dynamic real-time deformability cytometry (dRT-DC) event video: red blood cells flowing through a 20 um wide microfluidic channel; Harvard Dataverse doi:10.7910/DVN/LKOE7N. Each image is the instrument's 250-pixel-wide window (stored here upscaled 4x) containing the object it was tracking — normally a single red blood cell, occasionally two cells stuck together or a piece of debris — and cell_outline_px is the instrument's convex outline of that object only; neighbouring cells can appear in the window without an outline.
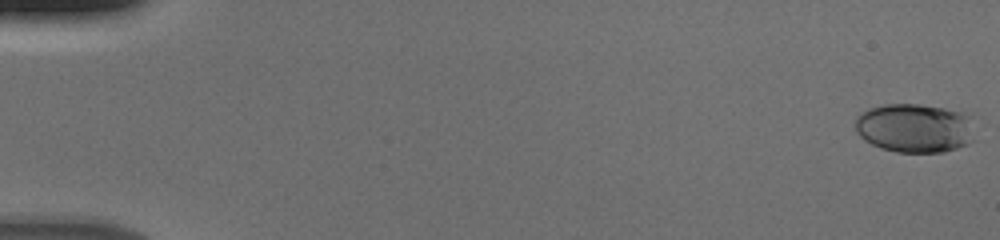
{"species": "human", "species_latin": "Homo sapiens", "temperature_condition": "cold", "stored_images_in_passage": 54, "camera_frame_rate_fps": 3000, "um_per_image_px": 0.085, "donor": {"sex": "male"}, "frame": {"image": 1, "passage_image": 1, "time_ms": 0.0, "image_size_px": [1000, 240], "cell_outline_px": [[972, 140], [968, 144], [944, 152], [896, 152], [880, 148], [864, 140], [856, 132], [856, 116], [860, 112], [868, 108], [884, 104], [920, 104], [944, 108], [964, 112], [968, 116]], "centroid_in_image_um": [77.68, 10.88], "position_along_channel_um": 7.3, "area_um2": 34.1}}
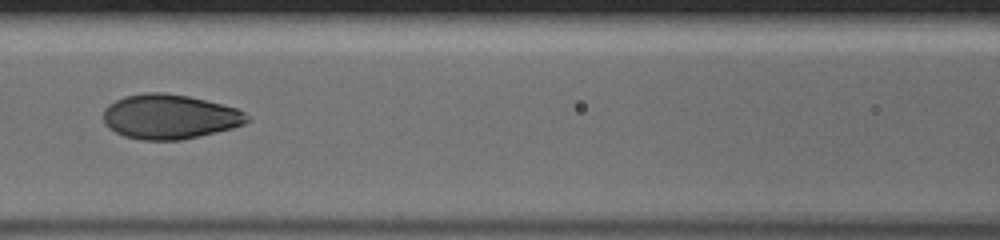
{"frame": {"image": 2, "passage_image": 26, "time_ms": 8.333, "image_size_px": [1000, 240], "cell_outline_px": [[252, 120], [244, 124], [232, 128], [200, 136], [180, 140], [140, 140], [124, 136], [108, 128], [104, 124], [104, 108], [108, 104], [124, 96], [148, 92], [160, 92], [188, 96], [236, 108], [244, 112]], "centroid_in_image_um": [14.4, 9.92], "position_along_channel_um": 152.2, "area_um2": 37.4}}
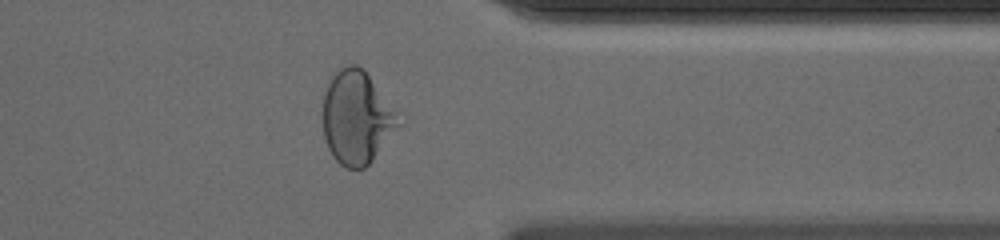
{"frame": {"image": 3, "passage_image": 44, "time_ms": 14.333, "image_size_px": [1000, 240], "cell_outline_px": [[404, 124], [372, 160], [364, 168], [348, 168], [340, 164], [332, 156], [328, 148], [324, 136], [324, 92], [332, 76], [340, 68], [348, 64], [356, 64], [364, 68], [396, 112]], "centroid_in_image_um": [30.35, 9.99], "position_along_channel_um": 381.1, "area_um2": 41.1}}